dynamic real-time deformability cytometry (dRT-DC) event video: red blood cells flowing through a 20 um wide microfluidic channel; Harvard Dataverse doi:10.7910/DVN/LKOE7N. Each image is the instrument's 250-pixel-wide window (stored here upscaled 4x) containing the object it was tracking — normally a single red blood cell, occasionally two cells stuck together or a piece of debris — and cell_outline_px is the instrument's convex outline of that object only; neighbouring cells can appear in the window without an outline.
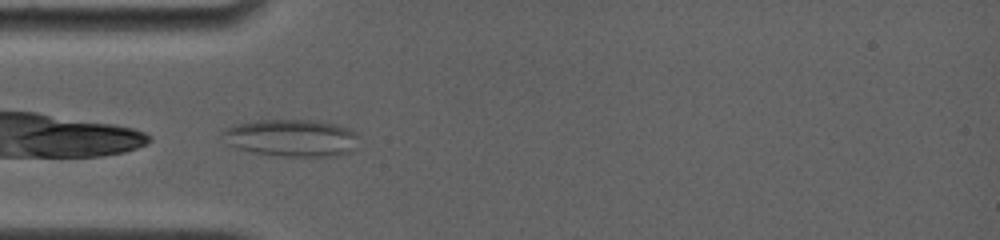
{"species": "common noctule bat (a hibernating species)", "species_latin": "Nyctalus noctula", "temperature_condition": "room temperature", "stored_images_in_passage": 5, "camera_frame_rate_fps": 4000, "um_per_image_px": 0.085, "animal": {"sex": "female", "body_mass_g": 19.0, "forearm_length_mm": 56.7}, "frame": {"image": 1, "passage_image": 1, "time_ms": 0.0, "image_size_px": [1000, 240], "cell_outline_px": [[356, 148], [348, 152], [336, 156], [280, 156], [256, 152], [236, 148], [228, 144], [216, 136], [220, 132], [236, 124], [260, 120], [316, 120], [336, 124], [348, 128], [356, 132]], "centroid_in_image_um": [24.73, 11.72], "position_along_channel_um": 60.3, "area_um2": 29.65}}
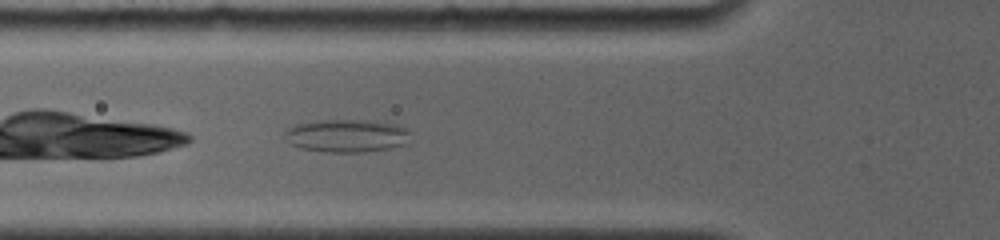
{"frame": {"image": 2, "passage_image": 3, "time_ms": 1.0, "image_size_px": [1000, 240], "cell_outline_px": [[408, 132], [404, 144], [388, 148], [364, 152], [324, 152], [300, 148], [292, 144], [284, 136], [284, 132], [288, 128], [296, 124], [316, 120], [364, 120], [392, 124], [408, 128]], "centroid_in_image_um": [29.39, 11.53], "position_along_channel_um": 96.4, "area_um2": 23.81}}
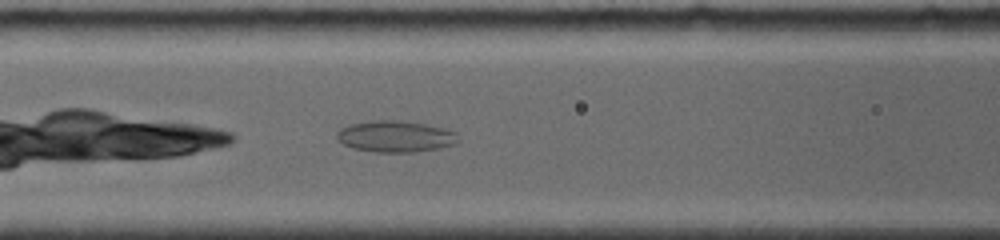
{"frame": {"image": 3, "passage_image": 5, "time_ms": 2.0, "image_size_px": [1000, 240], "cell_outline_px": [[460, 140], [452, 144], [440, 148], [412, 152], [376, 152], [352, 148], [344, 144], [336, 136], [336, 132], [340, 128], [348, 124], [376, 120], [404, 120], [428, 124], [444, 128], [456, 132]], "centroid_in_image_um": [33.62, 11.58], "position_along_channel_um": 133.0, "area_um2": 22.37}}